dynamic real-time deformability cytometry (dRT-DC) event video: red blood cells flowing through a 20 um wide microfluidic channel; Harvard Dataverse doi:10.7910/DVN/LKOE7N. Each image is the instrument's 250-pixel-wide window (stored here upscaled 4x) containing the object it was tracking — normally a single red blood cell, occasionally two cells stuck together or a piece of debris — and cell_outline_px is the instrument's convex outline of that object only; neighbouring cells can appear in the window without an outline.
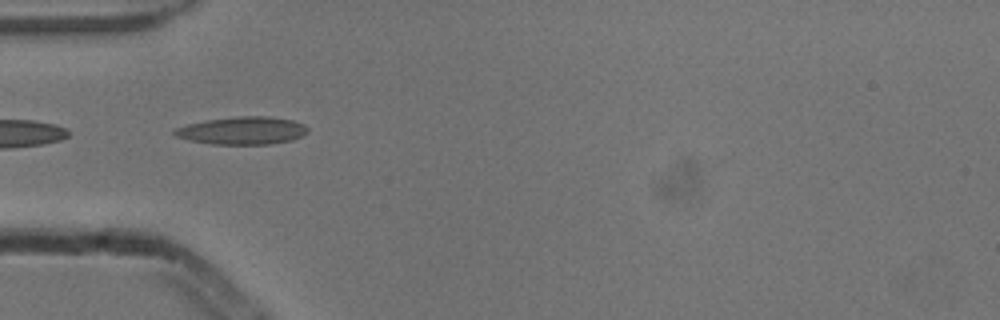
{"species": "common noctule bat (a hibernating species)", "species_latin": "Nyctalus noctula", "temperature_condition": "cold", "stored_images_in_passage": 4, "camera_frame_rate_fps": 3000, "um_per_image_px": 0.085, "animal": {"sex": "male", "body_mass_g": 13.3}, "frame": {"image": 1, "passage_image": 2, "time_ms": 0.333, "image_size_px": [1000, 320], "cell_outline_px": [[308, 132], [292, 140], [268, 144], [212, 144], [188, 140], [176, 136], [172, 132], [176, 128], [188, 124], [208, 120], [240, 116], [268, 116], [292, 120], [304, 124], [308, 128]], "centroid_in_image_um": [20.61, 11.1], "position_along_channel_um": 64.4, "area_um2": 21.33}}
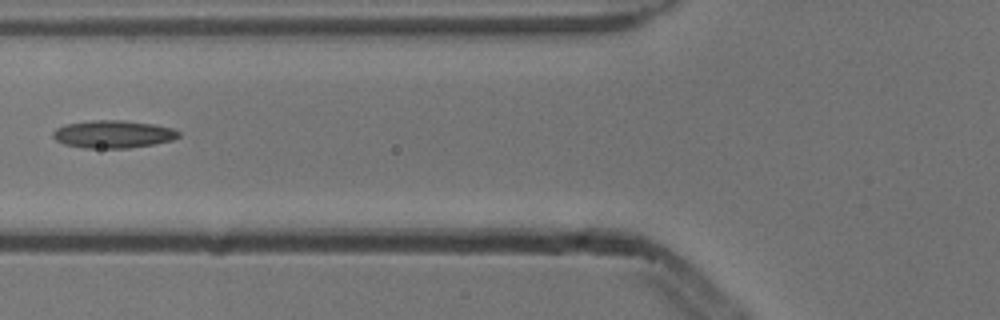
{"frame": {"image": 2, "passage_image": 3, "time_ms": 0.667, "image_size_px": [1000, 320], "cell_outline_px": [[180, 136], [172, 140], [152, 144], [128, 148], [84, 148], [64, 144], [56, 140], [52, 136], [52, 132], [56, 128], [64, 124], [92, 120], [124, 120], [152, 124], [172, 128], [180, 132]], "centroid_in_image_um": [9.58, 11.4], "position_along_channel_um": 116.2, "area_um2": 20.29}}
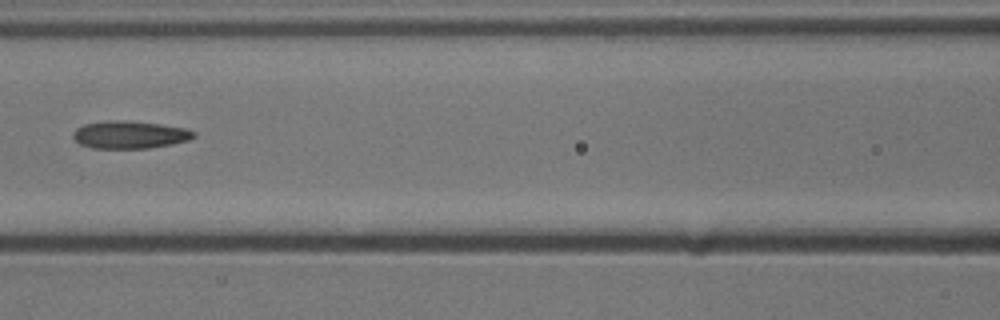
{"frame": {"image": 3, "passage_image": 4, "time_ms": 1.0, "image_size_px": [1000, 320], "cell_outline_px": [[196, 136], [188, 140], [172, 144], [148, 148], [92, 148], [80, 144], [72, 136], [72, 132], [76, 128], [84, 124], [108, 120], [124, 120], [160, 124], [184, 128], [196, 132]], "centroid_in_image_um": [11.01, 11.45], "position_along_channel_um": 155.6, "area_um2": 19.42}}